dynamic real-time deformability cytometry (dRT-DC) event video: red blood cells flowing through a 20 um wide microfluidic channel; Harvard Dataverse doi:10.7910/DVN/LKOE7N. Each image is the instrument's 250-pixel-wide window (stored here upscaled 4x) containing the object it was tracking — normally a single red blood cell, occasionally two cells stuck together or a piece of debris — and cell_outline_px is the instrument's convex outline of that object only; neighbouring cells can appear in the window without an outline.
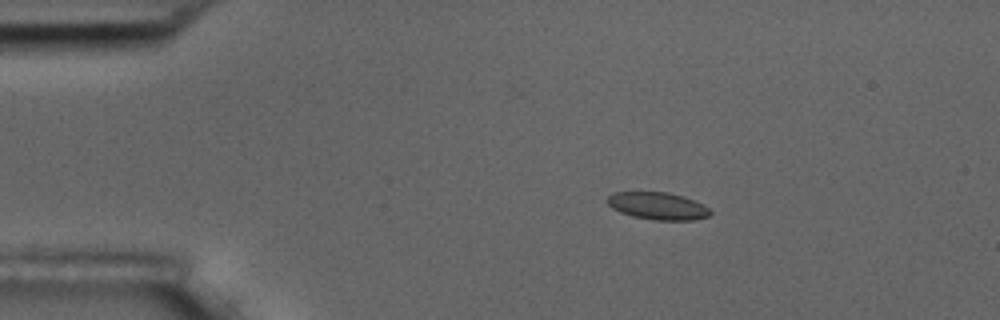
{"species": "common noctule bat (a hibernating species)", "species_latin": "Nyctalus noctula", "temperature_condition": "room temperature", "stored_images_in_passage": 6, "camera_frame_rate_fps": 3000, "um_per_image_px": 0.085, "animal": {"sex": "male", "body_mass_g": 17.5, "forearm_length_mm": 52.3}, "frame": {"image": 1, "passage_image": 4, "time_ms": 3.333, "image_size_px": [1000, 320], "cell_outline_px": [[712, 212], [708, 216], [692, 220], [656, 220], [632, 216], [620, 212], [612, 208], [604, 200], [612, 192], [668, 192], [684, 196], [708, 208]], "centroid_in_image_um": [55.85, 17.5], "position_along_channel_um": 29.1, "area_um2": 16.36}}
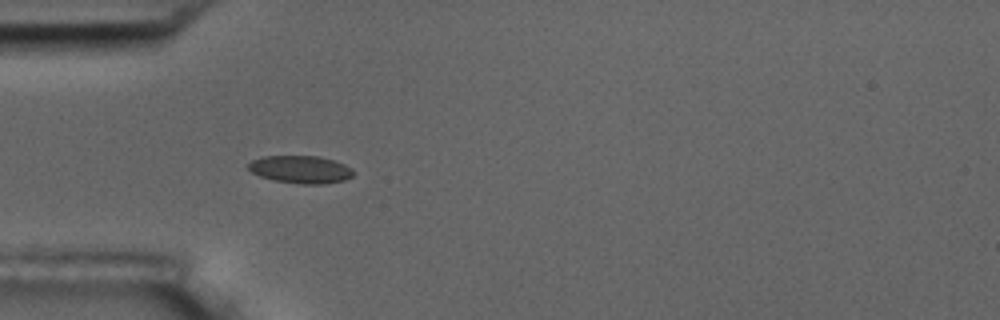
{"frame": {"image": 2, "passage_image": 6, "time_ms": 5.667, "image_size_px": [1000, 320], "cell_outline_px": [[352, 176], [344, 180], [320, 184], [300, 184], [272, 180], [260, 176], [252, 172], [248, 168], [248, 164], [252, 160], [264, 156], [316, 156], [332, 160], [344, 164], [352, 168]], "centroid_in_image_um": [25.52, 14.4], "position_along_channel_um": 59.5, "area_um2": 16.76}}